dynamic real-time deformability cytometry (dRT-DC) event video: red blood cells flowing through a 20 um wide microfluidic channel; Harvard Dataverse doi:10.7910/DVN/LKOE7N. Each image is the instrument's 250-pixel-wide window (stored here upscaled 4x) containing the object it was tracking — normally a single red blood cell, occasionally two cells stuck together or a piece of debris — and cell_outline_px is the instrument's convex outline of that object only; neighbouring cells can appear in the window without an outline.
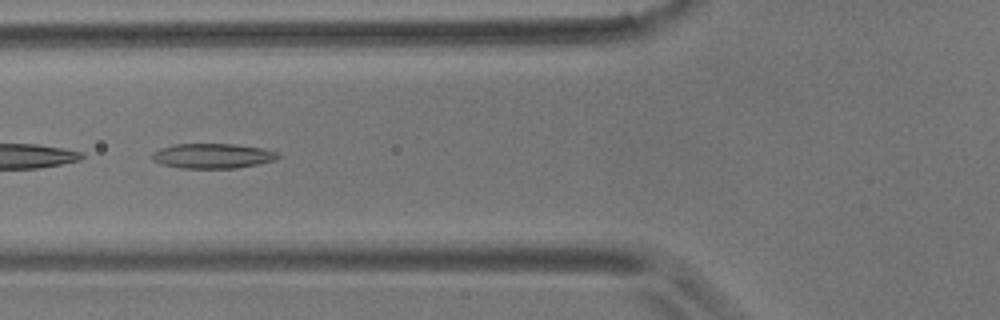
{"species": "common noctule bat (a hibernating species)", "species_latin": "Nyctalus noctula", "temperature_condition": "room temperature", "stored_images_in_passage": 6, "camera_frame_rate_fps": 3000, "um_per_image_px": 0.085, "animal": {"sex": "male", "body_mass_g": 17.9}, "frame": {"image": 1, "passage_image": 3, "time_ms": 2.333, "image_size_px": [1000, 320], "cell_outline_px": [[284, 156], [276, 160], [236, 168], [180, 168], [160, 164], [152, 160], [152, 152], [160, 148], [172, 144], [232, 144], [260, 148], [280, 152]], "centroid_in_image_um": [18.08, 13.25], "position_along_channel_um": 107.7, "area_um2": 18.44}}
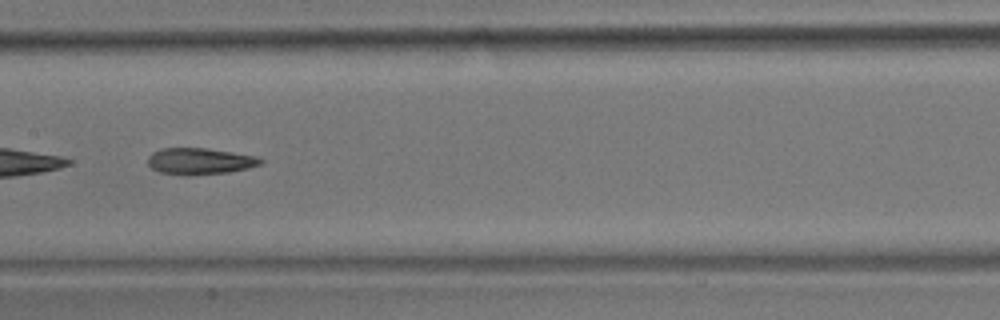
{"frame": {"image": 2, "passage_image": 5, "time_ms": 4.667, "image_size_px": [1000, 320], "cell_outline_px": [[264, 160], [260, 164], [248, 168], [228, 172], [188, 176], [184, 176], [160, 172], [152, 168], [148, 164], [148, 156], [152, 152], [160, 148], [208, 148], [256, 156]], "centroid_in_image_um": [16.96, 13.7], "position_along_channel_um": 190.4, "area_um2": 17.51}}
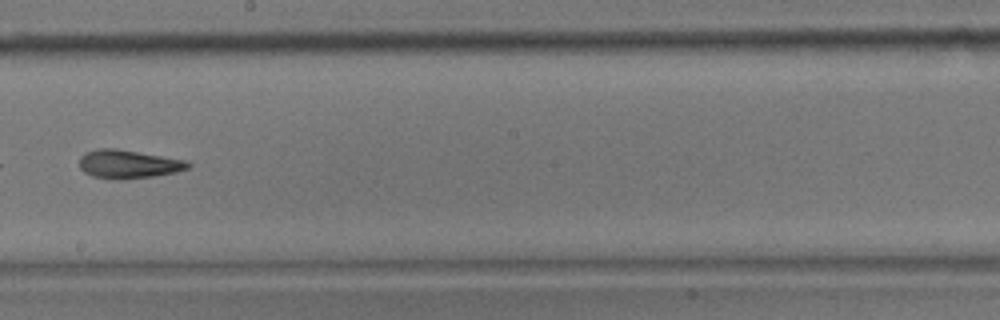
{"frame": {"image": 3, "passage_image": 6, "time_ms": 6.0, "image_size_px": [1000, 320], "cell_outline_px": [[192, 164], [188, 168], [176, 172], [152, 176], [92, 176], [84, 172], [80, 168], [80, 156], [84, 152], [100, 148], [116, 148], [188, 160]], "centroid_in_image_um": [10.95, 13.88], "position_along_channel_um": 237.3, "area_um2": 17.28}}